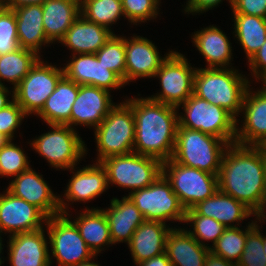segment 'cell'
<instances>
[{
    "instance_id": "cell-1",
    "label": "cell",
    "mask_w": 266,
    "mask_h": 266,
    "mask_svg": "<svg viewBox=\"0 0 266 266\" xmlns=\"http://www.w3.org/2000/svg\"><path fill=\"white\" fill-rule=\"evenodd\" d=\"M218 189L259 216L266 204V153L262 146L229 144L221 161Z\"/></svg>"
},
{
    "instance_id": "cell-2",
    "label": "cell",
    "mask_w": 266,
    "mask_h": 266,
    "mask_svg": "<svg viewBox=\"0 0 266 266\" xmlns=\"http://www.w3.org/2000/svg\"><path fill=\"white\" fill-rule=\"evenodd\" d=\"M135 121L133 152L162 162L171 159L179 125L176 107L150 98H131Z\"/></svg>"
},
{
    "instance_id": "cell-3",
    "label": "cell",
    "mask_w": 266,
    "mask_h": 266,
    "mask_svg": "<svg viewBox=\"0 0 266 266\" xmlns=\"http://www.w3.org/2000/svg\"><path fill=\"white\" fill-rule=\"evenodd\" d=\"M233 68H196L194 94L226 109L235 118L239 115L249 81Z\"/></svg>"
},
{
    "instance_id": "cell-4",
    "label": "cell",
    "mask_w": 266,
    "mask_h": 266,
    "mask_svg": "<svg viewBox=\"0 0 266 266\" xmlns=\"http://www.w3.org/2000/svg\"><path fill=\"white\" fill-rule=\"evenodd\" d=\"M228 145L225 140L213 135L178 127L171 159L181 165L218 176L222 157Z\"/></svg>"
},
{
    "instance_id": "cell-5",
    "label": "cell",
    "mask_w": 266,
    "mask_h": 266,
    "mask_svg": "<svg viewBox=\"0 0 266 266\" xmlns=\"http://www.w3.org/2000/svg\"><path fill=\"white\" fill-rule=\"evenodd\" d=\"M94 131L98 163L111 156L133 153L135 121L132 107L126 101L116 104Z\"/></svg>"
},
{
    "instance_id": "cell-6",
    "label": "cell",
    "mask_w": 266,
    "mask_h": 266,
    "mask_svg": "<svg viewBox=\"0 0 266 266\" xmlns=\"http://www.w3.org/2000/svg\"><path fill=\"white\" fill-rule=\"evenodd\" d=\"M183 116H178V127L198 130L225 140L228 144L235 143L236 119L226 109L210 104L194 93L183 103Z\"/></svg>"
},
{
    "instance_id": "cell-7",
    "label": "cell",
    "mask_w": 266,
    "mask_h": 266,
    "mask_svg": "<svg viewBox=\"0 0 266 266\" xmlns=\"http://www.w3.org/2000/svg\"><path fill=\"white\" fill-rule=\"evenodd\" d=\"M100 163L106 169L108 185L112 183L131 192L154 183L162 175L163 168L162 161L134 152L111 156Z\"/></svg>"
},
{
    "instance_id": "cell-8",
    "label": "cell",
    "mask_w": 266,
    "mask_h": 266,
    "mask_svg": "<svg viewBox=\"0 0 266 266\" xmlns=\"http://www.w3.org/2000/svg\"><path fill=\"white\" fill-rule=\"evenodd\" d=\"M162 175L184 209H192L218 190V176L168 159L163 162Z\"/></svg>"
},
{
    "instance_id": "cell-9",
    "label": "cell",
    "mask_w": 266,
    "mask_h": 266,
    "mask_svg": "<svg viewBox=\"0 0 266 266\" xmlns=\"http://www.w3.org/2000/svg\"><path fill=\"white\" fill-rule=\"evenodd\" d=\"M52 130L40 135L30 144L56 169L74 170L87 151L82 138L68 125L52 124Z\"/></svg>"
},
{
    "instance_id": "cell-10",
    "label": "cell",
    "mask_w": 266,
    "mask_h": 266,
    "mask_svg": "<svg viewBox=\"0 0 266 266\" xmlns=\"http://www.w3.org/2000/svg\"><path fill=\"white\" fill-rule=\"evenodd\" d=\"M127 197L139 209L145 220L164 223L167 220L185 221L186 210L163 175L148 187L129 192Z\"/></svg>"
},
{
    "instance_id": "cell-11",
    "label": "cell",
    "mask_w": 266,
    "mask_h": 266,
    "mask_svg": "<svg viewBox=\"0 0 266 266\" xmlns=\"http://www.w3.org/2000/svg\"><path fill=\"white\" fill-rule=\"evenodd\" d=\"M195 73L183 54L172 51L154 75L160 78L162 91L148 98L179 109L194 92Z\"/></svg>"
},
{
    "instance_id": "cell-12",
    "label": "cell",
    "mask_w": 266,
    "mask_h": 266,
    "mask_svg": "<svg viewBox=\"0 0 266 266\" xmlns=\"http://www.w3.org/2000/svg\"><path fill=\"white\" fill-rule=\"evenodd\" d=\"M39 58L28 74L13 88L14 100L27 114H37L47 98L54 92L57 83L64 76L63 68L49 65Z\"/></svg>"
},
{
    "instance_id": "cell-13",
    "label": "cell",
    "mask_w": 266,
    "mask_h": 266,
    "mask_svg": "<svg viewBox=\"0 0 266 266\" xmlns=\"http://www.w3.org/2000/svg\"><path fill=\"white\" fill-rule=\"evenodd\" d=\"M47 234L52 256L59 266H76L90 258H95L76 225L65 214L47 218Z\"/></svg>"
},
{
    "instance_id": "cell-14",
    "label": "cell",
    "mask_w": 266,
    "mask_h": 266,
    "mask_svg": "<svg viewBox=\"0 0 266 266\" xmlns=\"http://www.w3.org/2000/svg\"><path fill=\"white\" fill-rule=\"evenodd\" d=\"M47 218L39 208L11 194L7 189L6 193L0 194V233L8 232L12 236L40 230Z\"/></svg>"
},
{
    "instance_id": "cell-15",
    "label": "cell",
    "mask_w": 266,
    "mask_h": 266,
    "mask_svg": "<svg viewBox=\"0 0 266 266\" xmlns=\"http://www.w3.org/2000/svg\"><path fill=\"white\" fill-rule=\"evenodd\" d=\"M78 56V57H77ZM72 55V61L63 68L64 76L78 85H90L106 89H120L124 81L108 67L99 62L95 54Z\"/></svg>"
},
{
    "instance_id": "cell-16",
    "label": "cell",
    "mask_w": 266,
    "mask_h": 266,
    "mask_svg": "<svg viewBox=\"0 0 266 266\" xmlns=\"http://www.w3.org/2000/svg\"><path fill=\"white\" fill-rule=\"evenodd\" d=\"M43 179L32 168L14 177L6 189L13 195L24 199L29 204L39 208L48 218L61 214L59 196L53 194Z\"/></svg>"
},
{
    "instance_id": "cell-17",
    "label": "cell",
    "mask_w": 266,
    "mask_h": 266,
    "mask_svg": "<svg viewBox=\"0 0 266 266\" xmlns=\"http://www.w3.org/2000/svg\"><path fill=\"white\" fill-rule=\"evenodd\" d=\"M242 111L244 121L241 128L236 124L235 143L263 146L266 143V90L252 93L249 86L243 99L241 113Z\"/></svg>"
},
{
    "instance_id": "cell-18",
    "label": "cell",
    "mask_w": 266,
    "mask_h": 266,
    "mask_svg": "<svg viewBox=\"0 0 266 266\" xmlns=\"http://www.w3.org/2000/svg\"><path fill=\"white\" fill-rule=\"evenodd\" d=\"M114 106L108 90L79 85L78 95L72 105L70 127L83 125L95 129Z\"/></svg>"
},
{
    "instance_id": "cell-19",
    "label": "cell",
    "mask_w": 266,
    "mask_h": 266,
    "mask_svg": "<svg viewBox=\"0 0 266 266\" xmlns=\"http://www.w3.org/2000/svg\"><path fill=\"white\" fill-rule=\"evenodd\" d=\"M157 50L154 43L147 38L140 36L125 38V84L142 77H154L163 61L172 52L162 58Z\"/></svg>"
},
{
    "instance_id": "cell-20",
    "label": "cell",
    "mask_w": 266,
    "mask_h": 266,
    "mask_svg": "<svg viewBox=\"0 0 266 266\" xmlns=\"http://www.w3.org/2000/svg\"><path fill=\"white\" fill-rule=\"evenodd\" d=\"M67 185V190L61 199L59 196V207L61 214L68 216L67 201H89L101 195L108 189V179L106 169L101 163L96 162L93 165L84 166L83 169L77 170ZM66 202H65V201ZM67 205V206H66Z\"/></svg>"
},
{
    "instance_id": "cell-21",
    "label": "cell",
    "mask_w": 266,
    "mask_h": 266,
    "mask_svg": "<svg viewBox=\"0 0 266 266\" xmlns=\"http://www.w3.org/2000/svg\"><path fill=\"white\" fill-rule=\"evenodd\" d=\"M45 229L9 236V262L12 266H50L51 255Z\"/></svg>"
},
{
    "instance_id": "cell-22",
    "label": "cell",
    "mask_w": 266,
    "mask_h": 266,
    "mask_svg": "<svg viewBox=\"0 0 266 266\" xmlns=\"http://www.w3.org/2000/svg\"><path fill=\"white\" fill-rule=\"evenodd\" d=\"M172 227L160 221L145 220L135 230L128 247L134 264L165 253L168 233Z\"/></svg>"
},
{
    "instance_id": "cell-23",
    "label": "cell",
    "mask_w": 266,
    "mask_h": 266,
    "mask_svg": "<svg viewBox=\"0 0 266 266\" xmlns=\"http://www.w3.org/2000/svg\"><path fill=\"white\" fill-rule=\"evenodd\" d=\"M113 34L112 30L89 22L79 15L59 43L69 47L73 52L72 55L95 54Z\"/></svg>"
},
{
    "instance_id": "cell-24",
    "label": "cell",
    "mask_w": 266,
    "mask_h": 266,
    "mask_svg": "<svg viewBox=\"0 0 266 266\" xmlns=\"http://www.w3.org/2000/svg\"><path fill=\"white\" fill-rule=\"evenodd\" d=\"M211 246L201 245L184 228H172L168 233L165 253L171 266H205Z\"/></svg>"
},
{
    "instance_id": "cell-25",
    "label": "cell",
    "mask_w": 266,
    "mask_h": 266,
    "mask_svg": "<svg viewBox=\"0 0 266 266\" xmlns=\"http://www.w3.org/2000/svg\"><path fill=\"white\" fill-rule=\"evenodd\" d=\"M110 208L104 210L109 223L112 243L130 242L135 230L145 219L135 204L127 197L111 199Z\"/></svg>"
},
{
    "instance_id": "cell-26",
    "label": "cell",
    "mask_w": 266,
    "mask_h": 266,
    "mask_svg": "<svg viewBox=\"0 0 266 266\" xmlns=\"http://www.w3.org/2000/svg\"><path fill=\"white\" fill-rule=\"evenodd\" d=\"M16 15L19 47L40 56L42 45L50 44L43 26L42 4L22 5L13 9Z\"/></svg>"
},
{
    "instance_id": "cell-27",
    "label": "cell",
    "mask_w": 266,
    "mask_h": 266,
    "mask_svg": "<svg viewBox=\"0 0 266 266\" xmlns=\"http://www.w3.org/2000/svg\"><path fill=\"white\" fill-rule=\"evenodd\" d=\"M198 215L214 218L226 228L236 227L245 218L255 214L243 203L234 199L232 196L223 193L219 189L209 198L199 202L192 208ZM230 223V224H229Z\"/></svg>"
},
{
    "instance_id": "cell-28",
    "label": "cell",
    "mask_w": 266,
    "mask_h": 266,
    "mask_svg": "<svg viewBox=\"0 0 266 266\" xmlns=\"http://www.w3.org/2000/svg\"><path fill=\"white\" fill-rule=\"evenodd\" d=\"M79 85L63 76L54 92L47 98L43 108L36 114L47 125L70 126L72 105L78 95Z\"/></svg>"
},
{
    "instance_id": "cell-29",
    "label": "cell",
    "mask_w": 266,
    "mask_h": 266,
    "mask_svg": "<svg viewBox=\"0 0 266 266\" xmlns=\"http://www.w3.org/2000/svg\"><path fill=\"white\" fill-rule=\"evenodd\" d=\"M42 9L45 35L58 42L80 15V0H46Z\"/></svg>"
},
{
    "instance_id": "cell-30",
    "label": "cell",
    "mask_w": 266,
    "mask_h": 266,
    "mask_svg": "<svg viewBox=\"0 0 266 266\" xmlns=\"http://www.w3.org/2000/svg\"><path fill=\"white\" fill-rule=\"evenodd\" d=\"M192 37L194 46L206 59L207 68L229 67V62L232 59V47L223 31L212 25L201 31H196Z\"/></svg>"
},
{
    "instance_id": "cell-31",
    "label": "cell",
    "mask_w": 266,
    "mask_h": 266,
    "mask_svg": "<svg viewBox=\"0 0 266 266\" xmlns=\"http://www.w3.org/2000/svg\"><path fill=\"white\" fill-rule=\"evenodd\" d=\"M79 230L89 249L97 255L102 246L113 244L110 237L109 223L102 209H89L72 221ZM102 245V246H101Z\"/></svg>"
},
{
    "instance_id": "cell-32",
    "label": "cell",
    "mask_w": 266,
    "mask_h": 266,
    "mask_svg": "<svg viewBox=\"0 0 266 266\" xmlns=\"http://www.w3.org/2000/svg\"><path fill=\"white\" fill-rule=\"evenodd\" d=\"M233 15L234 36L240 42L249 61L266 41V18L245 14Z\"/></svg>"
},
{
    "instance_id": "cell-33",
    "label": "cell",
    "mask_w": 266,
    "mask_h": 266,
    "mask_svg": "<svg viewBox=\"0 0 266 266\" xmlns=\"http://www.w3.org/2000/svg\"><path fill=\"white\" fill-rule=\"evenodd\" d=\"M40 57L34 51L21 47L14 52L0 55V85H3L1 81L4 79L12 82L15 88Z\"/></svg>"
},
{
    "instance_id": "cell-34",
    "label": "cell",
    "mask_w": 266,
    "mask_h": 266,
    "mask_svg": "<svg viewBox=\"0 0 266 266\" xmlns=\"http://www.w3.org/2000/svg\"><path fill=\"white\" fill-rule=\"evenodd\" d=\"M80 15L111 30L110 26L124 16L122 0H80Z\"/></svg>"
},
{
    "instance_id": "cell-35",
    "label": "cell",
    "mask_w": 266,
    "mask_h": 266,
    "mask_svg": "<svg viewBox=\"0 0 266 266\" xmlns=\"http://www.w3.org/2000/svg\"><path fill=\"white\" fill-rule=\"evenodd\" d=\"M257 224V221H252L247 228L241 230L240 227L225 228L223 234L217 242L210 248V251L225 260L237 264L244 250L247 233Z\"/></svg>"
},
{
    "instance_id": "cell-36",
    "label": "cell",
    "mask_w": 266,
    "mask_h": 266,
    "mask_svg": "<svg viewBox=\"0 0 266 266\" xmlns=\"http://www.w3.org/2000/svg\"><path fill=\"white\" fill-rule=\"evenodd\" d=\"M99 62L109 70L115 72L125 83V37L117 36L115 33L95 53Z\"/></svg>"
},
{
    "instance_id": "cell-37",
    "label": "cell",
    "mask_w": 266,
    "mask_h": 266,
    "mask_svg": "<svg viewBox=\"0 0 266 266\" xmlns=\"http://www.w3.org/2000/svg\"><path fill=\"white\" fill-rule=\"evenodd\" d=\"M185 223L191 225L193 231L187 230L201 245L207 246L202 241H211L213 245L217 242L219 237L223 234L225 226L214 218L198 215L193 209H189L185 214ZM201 240V241H200Z\"/></svg>"
},
{
    "instance_id": "cell-38",
    "label": "cell",
    "mask_w": 266,
    "mask_h": 266,
    "mask_svg": "<svg viewBox=\"0 0 266 266\" xmlns=\"http://www.w3.org/2000/svg\"><path fill=\"white\" fill-rule=\"evenodd\" d=\"M24 151L9 140L0 148V176L15 177L30 168Z\"/></svg>"
},
{
    "instance_id": "cell-39",
    "label": "cell",
    "mask_w": 266,
    "mask_h": 266,
    "mask_svg": "<svg viewBox=\"0 0 266 266\" xmlns=\"http://www.w3.org/2000/svg\"><path fill=\"white\" fill-rule=\"evenodd\" d=\"M256 224L248 233L243 253L236 266H266L264 235Z\"/></svg>"
},
{
    "instance_id": "cell-40",
    "label": "cell",
    "mask_w": 266,
    "mask_h": 266,
    "mask_svg": "<svg viewBox=\"0 0 266 266\" xmlns=\"http://www.w3.org/2000/svg\"><path fill=\"white\" fill-rule=\"evenodd\" d=\"M16 15L13 9L0 10V55L19 49Z\"/></svg>"
},
{
    "instance_id": "cell-41",
    "label": "cell",
    "mask_w": 266,
    "mask_h": 266,
    "mask_svg": "<svg viewBox=\"0 0 266 266\" xmlns=\"http://www.w3.org/2000/svg\"><path fill=\"white\" fill-rule=\"evenodd\" d=\"M159 1L160 0H122L124 17L133 24L154 19L159 13Z\"/></svg>"
},
{
    "instance_id": "cell-42",
    "label": "cell",
    "mask_w": 266,
    "mask_h": 266,
    "mask_svg": "<svg viewBox=\"0 0 266 266\" xmlns=\"http://www.w3.org/2000/svg\"><path fill=\"white\" fill-rule=\"evenodd\" d=\"M25 116L27 114L14 100V93H12V102L5 108L0 109V134L12 140L14 132L22 123L23 118H26Z\"/></svg>"
},
{
    "instance_id": "cell-43",
    "label": "cell",
    "mask_w": 266,
    "mask_h": 266,
    "mask_svg": "<svg viewBox=\"0 0 266 266\" xmlns=\"http://www.w3.org/2000/svg\"><path fill=\"white\" fill-rule=\"evenodd\" d=\"M233 14H245L266 18V0H233Z\"/></svg>"
},
{
    "instance_id": "cell-44",
    "label": "cell",
    "mask_w": 266,
    "mask_h": 266,
    "mask_svg": "<svg viewBox=\"0 0 266 266\" xmlns=\"http://www.w3.org/2000/svg\"><path fill=\"white\" fill-rule=\"evenodd\" d=\"M248 62L252 75L257 79L266 70V41Z\"/></svg>"
},
{
    "instance_id": "cell-45",
    "label": "cell",
    "mask_w": 266,
    "mask_h": 266,
    "mask_svg": "<svg viewBox=\"0 0 266 266\" xmlns=\"http://www.w3.org/2000/svg\"><path fill=\"white\" fill-rule=\"evenodd\" d=\"M222 0H188L187 5L184 9L185 13H202L212 9L213 7L218 6ZM232 5L233 0H228Z\"/></svg>"
},
{
    "instance_id": "cell-46",
    "label": "cell",
    "mask_w": 266,
    "mask_h": 266,
    "mask_svg": "<svg viewBox=\"0 0 266 266\" xmlns=\"http://www.w3.org/2000/svg\"><path fill=\"white\" fill-rule=\"evenodd\" d=\"M138 266H171V262L166 253L152 257L148 260L137 263Z\"/></svg>"
},
{
    "instance_id": "cell-47",
    "label": "cell",
    "mask_w": 266,
    "mask_h": 266,
    "mask_svg": "<svg viewBox=\"0 0 266 266\" xmlns=\"http://www.w3.org/2000/svg\"><path fill=\"white\" fill-rule=\"evenodd\" d=\"M205 266H236L234 262L225 260L224 258L213 254L211 251L208 253Z\"/></svg>"
},
{
    "instance_id": "cell-48",
    "label": "cell",
    "mask_w": 266,
    "mask_h": 266,
    "mask_svg": "<svg viewBox=\"0 0 266 266\" xmlns=\"http://www.w3.org/2000/svg\"><path fill=\"white\" fill-rule=\"evenodd\" d=\"M4 7L14 9L22 5L43 4L46 0H1Z\"/></svg>"
},
{
    "instance_id": "cell-49",
    "label": "cell",
    "mask_w": 266,
    "mask_h": 266,
    "mask_svg": "<svg viewBox=\"0 0 266 266\" xmlns=\"http://www.w3.org/2000/svg\"><path fill=\"white\" fill-rule=\"evenodd\" d=\"M9 93L11 94L5 85H0V109L5 108L12 102V100H9Z\"/></svg>"
},
{
    "instance_id": "cell-50",
    "label": "cell",
    "mask_w": 266,
    "mask_h": 266,
    "mask_svg": "<svg viewBox=\"0 0 266 266\" xmlns=\"http://www.w3.org/2000/svg\"><path fill=\"white\" fill-rule=\"evenodd\" d=\"M91 259L92 258H90V259H88L86 261H83L79 265H76V266H100L99 264L94 263V261L92 262Z\"/></svg>"
},
{
    "instance_id": "cell-51",
    "label": "cell",
    "mask_w": 266,
    "mask_h": 266,
    "mask_svg": "<svg viewBox=\"0 0 266 266\" xmlns=\"http://www.w3.org/2000/svg\"><path fill=\"white\" fill-rule=\"evenodd\" d=\"M265 210H266V204L264 206L263 211L260 213V215L256 217V219L259 220L260 222H261V220H263V221L266 220V215H265L266 211Z\"/></svg>"
},
{
    "instance_id": "cell-52",
    "label": "cell",
    "mask_w": 266,
    "mask_h": 266,
    "mask_svg": "<svg viewBox=\"0 0 266 266\" xmlns=\"http://www.w3.org/2000/svg\"><path fill=\"white\" fill-rule=\"evenodd\" d=\"M262 79L261 81L264 83L262 89L266 90V70L257 78V80Z\"/></svg>"
},
{
    "instance_id": "cell-53",
    "label": "cell",
    "mask_w": 266,
    "mask_h": 266,
    "mask_svg": "<svg viewBox=\"0 0 266 266\" xmlns=\"http://www.w3.org/2000/svg\"><path fill=\"white\" fill-rule=\"evenodd\" d=\"M8 141L9 139L7 137H5L3 134H0V148L3 147Z\"/></svg>"
},
{
    "instance_id": "cell-54",
    "label": "cell",
    "mask_w": 266,
    "mask_h": 266,
    "mask_svg": "<svg viewBox=\"0 0 266 266\" xmlns=\"http://www.w3.org/2000/svg\"><path fill=\"white\" fill-rule=\"evenodd\" d=\"M2 238L0 237V254H1V252H2ZM1 256V255H0ZM4 261H2L1 260V258H0V266H1V264L3 263Z\"/></svg>"
},
{
    "instance_id": "cell-55",
    "label": "cell",
    "mask_w": 266,
    "mask_h": 266,
    "mask_svg": "<svg viewBox=\"0 0 266 266\" xmlns=\"http://www.w3.org/2000/svg\"><path fill=\"white\" fill-rule=\"evenodd\" d=\"M264 253H265V255H266V236L264 235Z\"/></svg>"
},
{
    "instance_id": "cell-56",
    "label": "cell",
    "mask_w": 266,
    "mask_h": 266,
    "mask_svg": "<svg viewBox=\"0 0 266 266\" xmlns=\"http://www.w3.org/2000/svg\"><path fill=\"white\" fill-rule=\"evenodd\" d=\"M4 7V5L2 4V1L0 0V10Z\"/></svg>"
},
{
    "instance_id": "cell-57",
    "label": "cell",
    "mask_w": 266,
    "mask_h": 266,
    "mask_svg": "<svg viewBox=\"0 0 266 266\" xmlns=\"http://www.w3.org/2000/svg\"><path fill=\"white\" fill-rule=\"evenodd\" d=\"M262 148L264 149V151L266 153V143H264V145L262 146Z\"/></svg>"
}]
</instances>
